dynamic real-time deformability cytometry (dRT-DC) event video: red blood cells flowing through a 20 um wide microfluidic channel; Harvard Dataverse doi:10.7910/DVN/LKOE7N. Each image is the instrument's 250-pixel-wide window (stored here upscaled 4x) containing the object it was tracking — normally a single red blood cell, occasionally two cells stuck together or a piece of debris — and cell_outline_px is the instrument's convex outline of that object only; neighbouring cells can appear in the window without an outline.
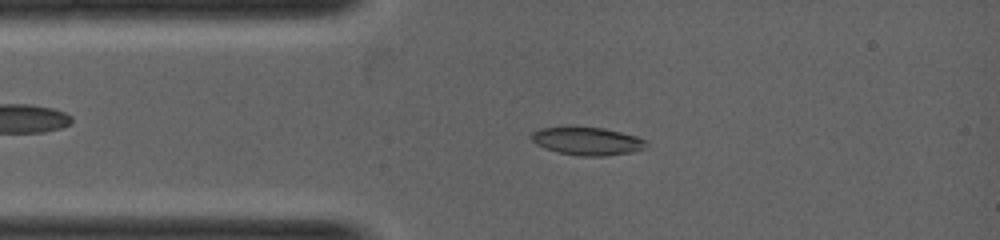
{"species": "common noctule bat (a hibernating species)", "species_latin": "Nyctalus noctula", "temperature_condition": "warm", "stored_images_in_passage": 36, "camera_frame_rate_fps": 5000, "um_per_image_px": 0.085, "animal": {"sex": "female", "body_mass_g": 19.0, "forearm_length_mm": 53.3}, "frame": {"image": 1, "passage_image": 6, "time_ms": 1.0, "image_size_px": [1000, 240], "cell_outline_px": [[648, 148], [632, 152], [604, 156], [580, 156], [560, 152], [544, 148], [536, 144], [532, 140], [532, 132], [540, 128], [568, 124], [572, 124], [604, 128], [636, 136], [648, 140]], "centroid_in_image_um": [49.92, 11.95], "position_along_channel_um": 35.1, "area_um2": 19.48}}
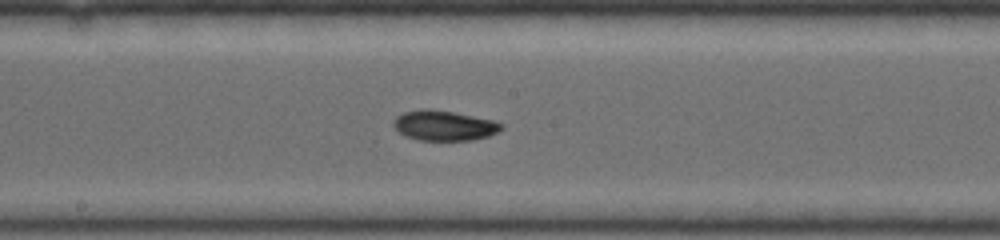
{"frame": {"image": 2, "passage_image": 17, "time_ms": 3.2, "image_size_px": [1000, 240], "cell_outline_px": [[504, 128], [488, 136], [472, 140], [416, 140], [400, 132], [392, 124], [392, 120], [396, 116], [404, 112], [420, 108], [428, 108], [452, 112], [496, 120], [504, 124]], "centroid_in_image_um": [37.76, 10.66], "position_along_channel_um": 210.4, "area_um2": 19.02}}
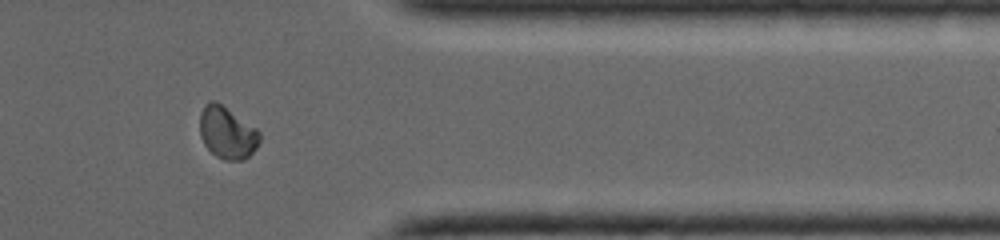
{"frame": {"image": 3, "passage_image": 28, "time_ms": 5.4, "image_size_px": [1000, 240], "cell_outline_px": [[260, 140], [256, 148], [244, 160], [224, 160], [216, 156], [204, 144], [200, 136], [200, 112], [204, 104], [212, 100], [216, 100], [256, 128], [260, 132]], "centroid_in_image_um": [19.29, 11.27], "position_along_channel_um": 392.1, "area_um2": 18.21}}